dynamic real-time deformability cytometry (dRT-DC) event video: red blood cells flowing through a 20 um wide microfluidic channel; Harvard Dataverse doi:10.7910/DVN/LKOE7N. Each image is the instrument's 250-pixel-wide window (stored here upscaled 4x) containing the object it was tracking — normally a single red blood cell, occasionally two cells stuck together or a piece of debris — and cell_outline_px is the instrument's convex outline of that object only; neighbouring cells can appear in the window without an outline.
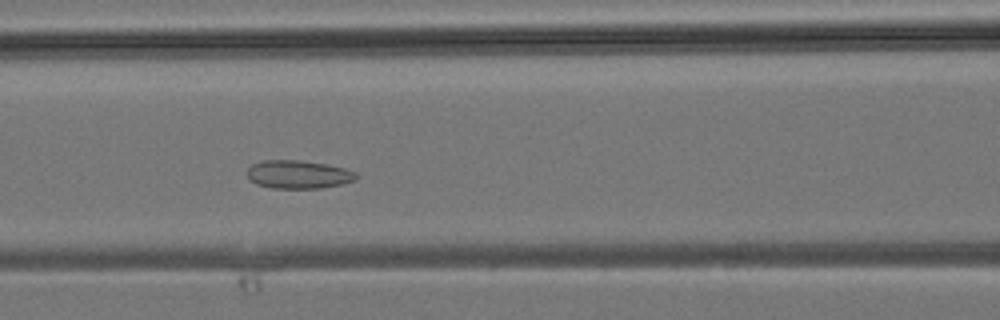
{"species": "common noctule bat (a hibernating species)", "species_latin": "Nyctalus noctula", "temperature_condition": "room temperature", "stored_images_in_passage": 33, "camera_frame_rate_fps": 3000, "um_per_image_px": 0.085, "animal": {"sex": "male", "body_mass_g": 19.2, "forearm_length_mm": 51.8}, "frame": {"image": 1, "passage_image": 11, "time_ms": 3.333, "image_size_px": [1000, 320], "cell_outline_px": [[360, 176], [356, 180], [340, 184], [320, 188], [272, 188], [256, 184], [248, 176], [248, 168], [252, 164], [264, 160], [300, 160], [324, 164], [344, 168], [356, 172]], "centroid_in_image_um": [25.38, 14.82], "position_along_channel_um": 141.2, "area_um2": 17.86}}
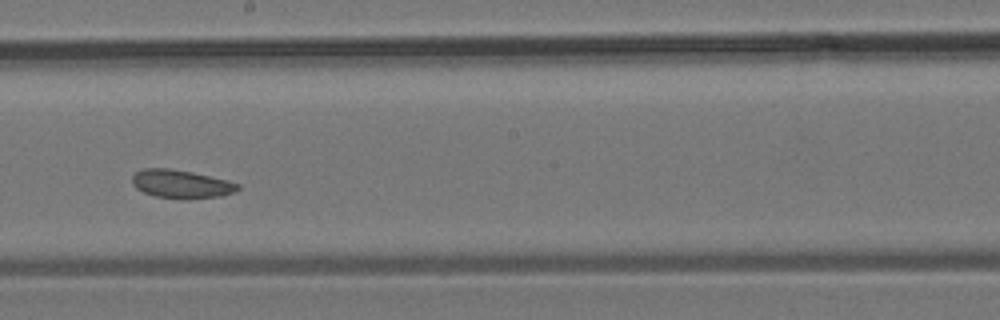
{"frame": {"image": 2, "passage_image": 16, "time_ms": 5.0, "image_size_px": [1000, 320], "cell_outline_px": [[240, 188], [232, 192], [220, 196], [188, 200], [156, 196], [144, 192], [136, 188], [132, 184], [132, 176], [136, 172], [144, 168], [168, 168], [192, 172], [240, 184]], "centroid_in_image_um": [15.37, 15.65], "position_along_channel_um": 232.8, "area_um2": 17.34}}
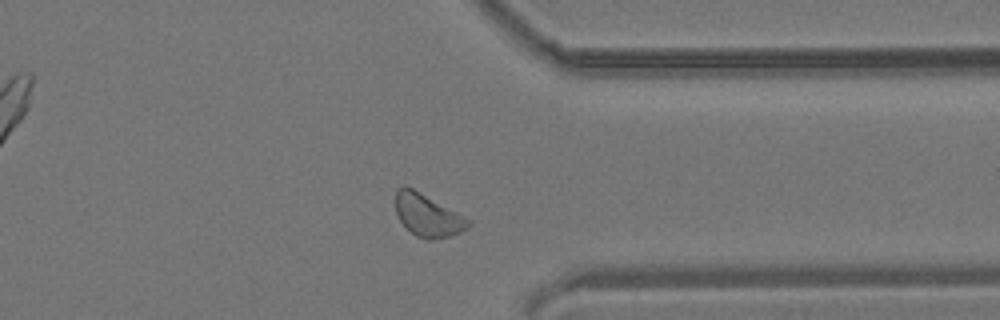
{"frame": {"image": 3, "passage_image": 24, "time_ms": 7.667, "image_size_px": [1000, 320], "cell_outline_px": [[472, 224], [468, 228], [460, 232], [448, 236], [432, 240], [428, 240], [416, 236], [400, 220], [396, 212], [396, 188], [404, 184], [420, 192], [472, 220]], "centroid_in_image_um": [36.37, 18.29], "position_along_channel_um": 375.0, "area_um2": 17.92}}